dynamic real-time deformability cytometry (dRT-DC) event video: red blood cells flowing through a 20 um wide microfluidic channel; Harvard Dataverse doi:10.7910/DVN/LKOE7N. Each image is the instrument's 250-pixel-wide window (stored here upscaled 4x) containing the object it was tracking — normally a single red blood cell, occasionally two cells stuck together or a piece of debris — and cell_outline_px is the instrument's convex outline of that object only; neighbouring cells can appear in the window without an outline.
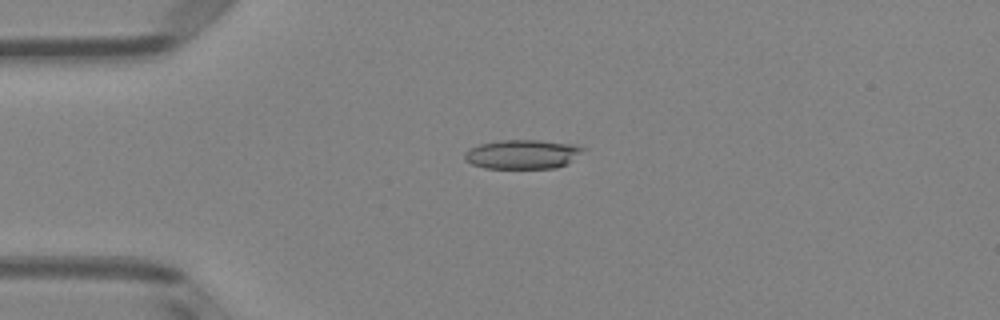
{"species": "Egyptian fruit bat (a non-hibernating species)", "species_latin": "Rousettus aegyptiacus", "temperature_condition": "room temperature", "stored_images_in_passage": 51, "camera_frame_rate_fps": 3000, "um_per_image_px": 0.085, "animal": {"sex": "female"}, "frame": {"image": 1, "passage_image": 13, "time_ms": 4.0, "image_size_px": [1000, 320], "cell_outline_px": [[588, 148], [568, 164], [556, 168], [484, 168], [472, 164], [464, 160], [464, 152], [480, 144], [500, 140], [540, 140], [572, 144]], "centroid_in_image_um": [44.44, 13.11], "position_along_channel_um": 40.6, "area_um2": 20.29}}
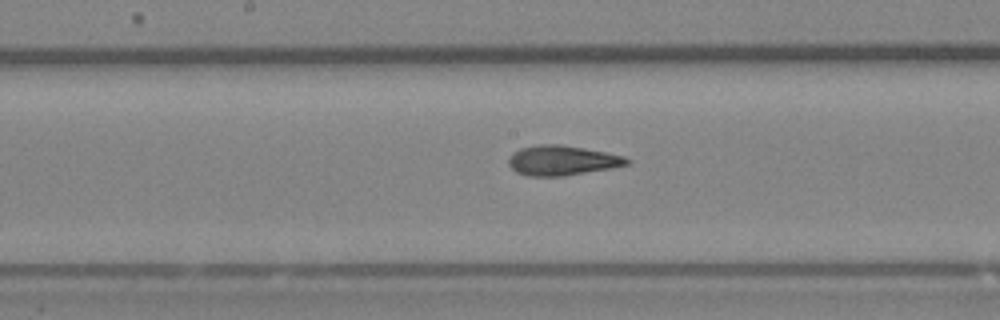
{"frame": {"image": 2, "passage_image": 27, "time_ms": 8.667, "image_size_px": [1000, 320], "cell_outline_px": [[632, 164], [612, 168], [564, 176], [528, 176], [516, 172], [508, 164], [508, 160], [520, 148], [540, 144], [560, 144], [584, 148], [624, 156], [632, 160]], "centroid_in_image_um": [47.83, 13.64], "position_along_channel_um": 200.4, "area_um2": 20.58}}
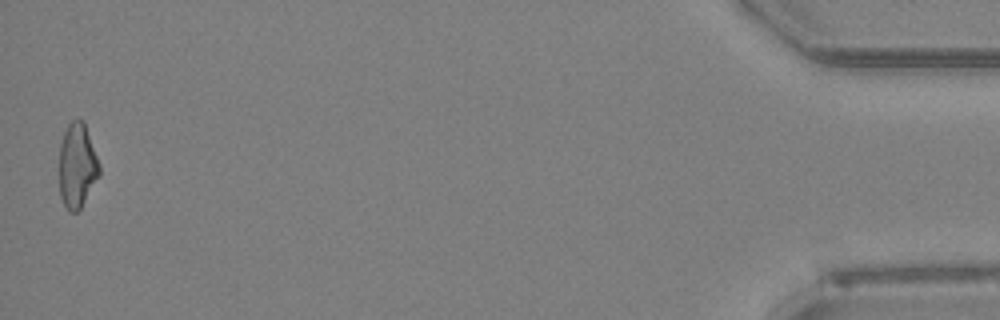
{"frame": {"image": 3, "passage_image": 51, "time_ms": 16.667, "image_size_px": [1000, 320], "cell_outline_px": [[100, 176], [80, 208], [76, 212], [68, 212], [60, 196], [60, 144], [64, 132], [68, 124], [72, 120], [84, 120], [100, 164]], "centroid_in_image_um": [6.58, 14.07], "position_along_channel_um": 428.6, "area_um2": 19.83}, "authors_computed_cell_mechanics": {"area_um2": 20.1722, "velocity_mm_per_s": 4.0114, "shape_relaxation_time_tau1_ms": null, "shape_relaxation_time_tau2_ms": 2.1245, "deformation_change_tau1": null, "deformation_change_tau2": 0.1054}}